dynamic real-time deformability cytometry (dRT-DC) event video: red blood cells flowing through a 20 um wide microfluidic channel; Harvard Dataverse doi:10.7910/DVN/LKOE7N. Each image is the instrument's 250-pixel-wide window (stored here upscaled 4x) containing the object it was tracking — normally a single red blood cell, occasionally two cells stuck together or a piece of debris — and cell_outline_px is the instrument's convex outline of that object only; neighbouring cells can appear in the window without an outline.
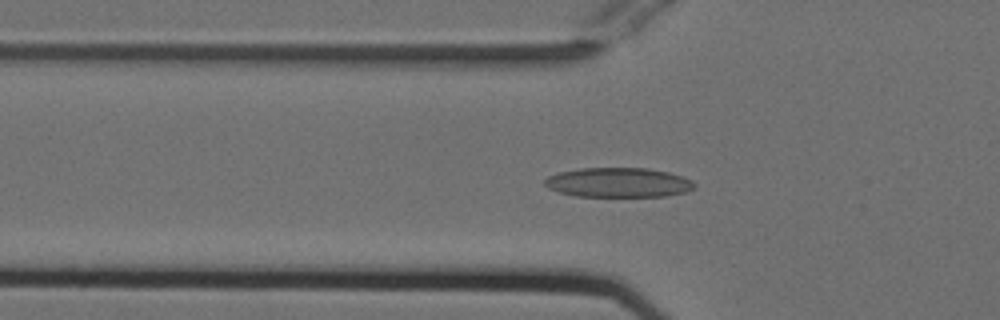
{"species": "Egyptian fruit bat (a non-hibernating species)", "species_latin": "Rousettus aegyptiacus", "temperature_condition": "cold", "stored_images_in_passage": 46, "camera_frame_rate_fps": 3000, "um_per_image_px": 0.085, "animal": {"sex": "female"}, "frame": {"image": 1, "passage_image": 18, "time_ms": 5.667, "image_size_px": [1000, 320], "cell_outline_px": [[696, 188], [684, 192], [664, 196], [576, 196], [560, 192], [548, 188], [544, 184], [544, 180], [548, 176], [560, 172], [580, 168], [648, 168], [668, 172], [692, 180], [696, 184]], "centroid_in_image_um": [52.56, 15.51], "position_along_channel_um": 73.2, "area_um2": 25.72}}
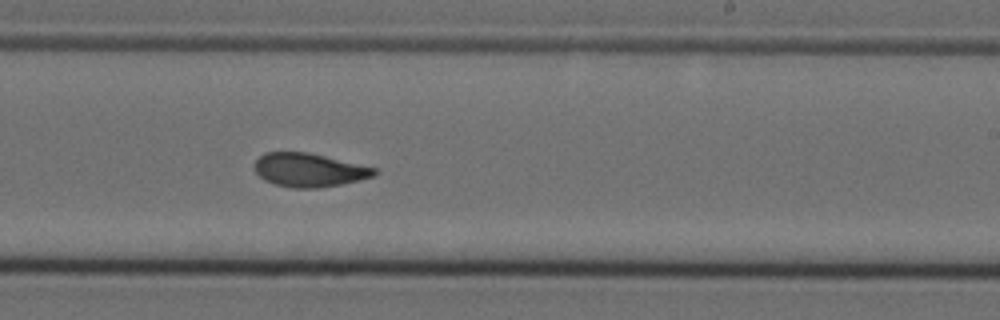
{"frame": {"image": 2, "passage_image": 33, "time_ms": 10.667, "image_size_px": [1000, 320], "cell_outline_px": [[376, 172], [372, 176], [340, 184], [320, 188], [292, 188], [276, 184], [264, 180], [256, 172], [256, 160], [264, 152], [308, 152], [376, 168]], "centroid_in_image_um": [26.24, 14.45], "position_along_channel_um": 262.8, "area_um2": 23.06}}
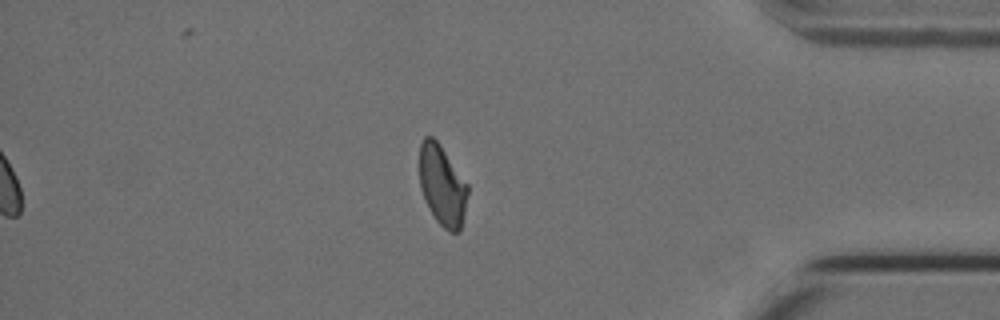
{"frame": {"image": 3, "passage_image": 46, "time_ms": 15.0, "image_size_px": [1000, 320], "cell_outline_px": [[468, 192], [460, 232], [448, 232], [436, 220], [420, 188], [420, 144], [424, 136], [432, 136], [440, 144], [468, 184]], "centroid_in_image_um": [37.6, 15.74], "position_along_channel_um": 397.6, "area_um2": 22.37}, "authors_computed_cell_mechanics": {"area_um2": 23.9003, "velocity_mm_per_s": 3.7782, "shape_relaxation_time_tau1_ms": 7.8814, "shape_relaxation_time_tau2_ms": 1.9649, "deformation_change_tau1": 0.2005, "deformation_change_tau2": 0.0761}}